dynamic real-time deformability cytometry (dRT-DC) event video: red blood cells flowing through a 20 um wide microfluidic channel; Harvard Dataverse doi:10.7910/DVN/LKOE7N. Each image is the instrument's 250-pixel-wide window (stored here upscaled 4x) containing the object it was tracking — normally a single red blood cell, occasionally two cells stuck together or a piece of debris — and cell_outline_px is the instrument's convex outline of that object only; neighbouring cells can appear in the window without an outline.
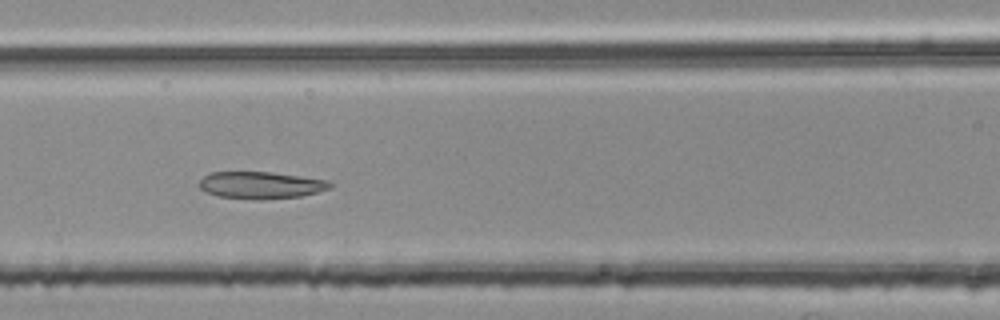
{"species": "common noctule bat (a hibernating species)", "species_latin": "Nyctalus noctula", "temperature_condition": "room temperature", "stored_images_in_passage": 50, "segment_of_instrument_passage": [2, 2], "camera_frame_rate_fps": 3000, "um_per_image_px": 0.085, "animal": {"sex": "female", "body_mass_g": 25.1}, "frame": {"image": 1, "passage_image": 22, "time_ms": 7.0, "image_size_px": [1000, 320], "cell_outline_px": [[332, 188], [300, 196], [264, 200], [252, 200], [216, 196], [200, 188], [200, 180], [204, 176], [212, 172], [268, 172], [328, 180], [332, 184]], "centroid_in_image_um": [22.17, 15.75], "position_along_channel_um": 144.4, "area_um2": 20.58}}
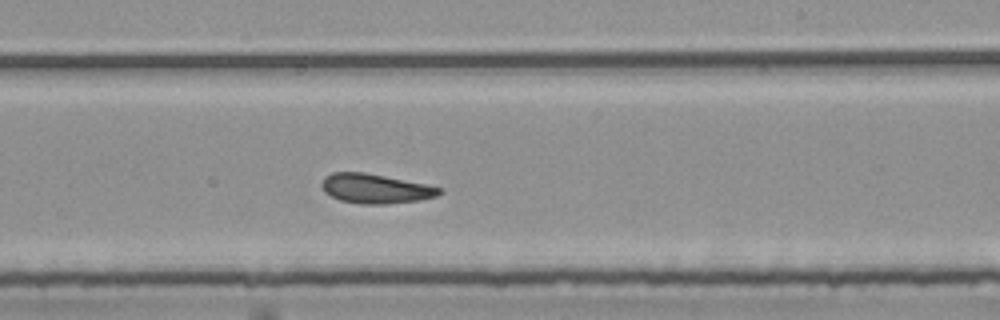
{"frame": {"image": 2, "passage_image": 31, "time_ms": 10.0, "image_size_px": [1000, 320], "cell_outline_px": [[444, 192], [436, 196], [420, 200], [388, 204], [360, 204], [340, 200], [324, 192], [320, 184], [324, 176], [332, 172], [364, 172], [444, 188]], "centroid_in_image_um": [31.9, 16.03], "position_along_channel_um": 257.1, "area_um2": 20.29}}
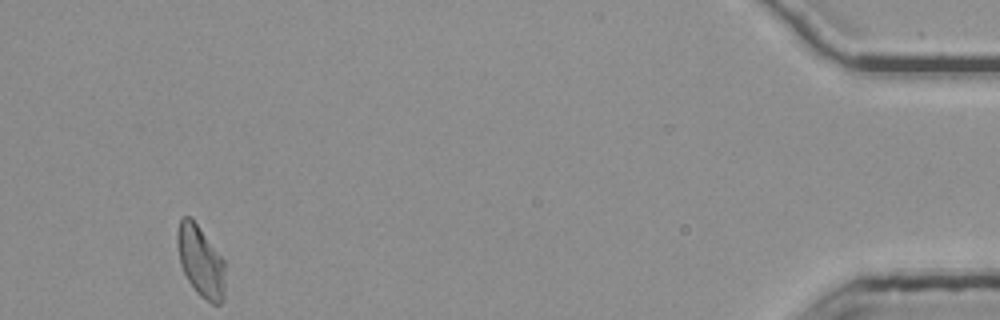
{"frame": {"image": 3, "passage_image": 50, "time_ms": 16.333, "image_size_px": [1000, 320], "cell_outline_px": [[224, 300], [220, 304], [212, 304], [200, 296], [196, 292], [188, 280], [180, 264], [176, 244], [176, 232], [180, 220], [184, 216], [192, 216], [224, 260]], "centroid_in_image_um": [17.04, 22.19], "position_along_channel_um": 418.2, "area_um2": 20.06}}